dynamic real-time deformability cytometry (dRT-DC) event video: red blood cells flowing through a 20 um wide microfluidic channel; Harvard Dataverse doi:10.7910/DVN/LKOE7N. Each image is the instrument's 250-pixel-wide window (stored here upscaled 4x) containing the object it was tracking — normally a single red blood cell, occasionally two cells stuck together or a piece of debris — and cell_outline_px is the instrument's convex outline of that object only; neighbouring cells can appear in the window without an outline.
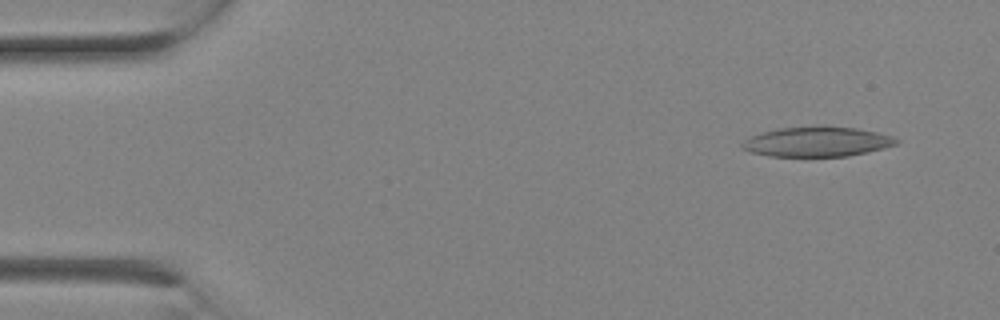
{"species": "Egyptian fruit bat (a non-hibernating species)", "species_latin": "Rousettus aegyptiacus", "temperature_condition": "room temperature", "stored_images_in_passage": 2, "camera_frame_rate_fps": 3000, "um_per_image_px": 0.085, "animal": {"sex": "female"}, "frame": {"image": 1, "passage_image": 1, "time_ms": 0.0, "image_size_px": [1000, 320], "cell_outline_px": [[900, 140], [896, 144], [884, 148], [868, 152], [848, 156], [768, 156], [752, 152], [744, 148], [740, 144], [744, 140], [752, 136], [776, 128], [816, 124], [856, 128], [876, 132], [892, 136]], "centroid_in_image_um": [69.47, 12.02], "position_along_channel_um": 15.5, "area_um2": 27.17}}